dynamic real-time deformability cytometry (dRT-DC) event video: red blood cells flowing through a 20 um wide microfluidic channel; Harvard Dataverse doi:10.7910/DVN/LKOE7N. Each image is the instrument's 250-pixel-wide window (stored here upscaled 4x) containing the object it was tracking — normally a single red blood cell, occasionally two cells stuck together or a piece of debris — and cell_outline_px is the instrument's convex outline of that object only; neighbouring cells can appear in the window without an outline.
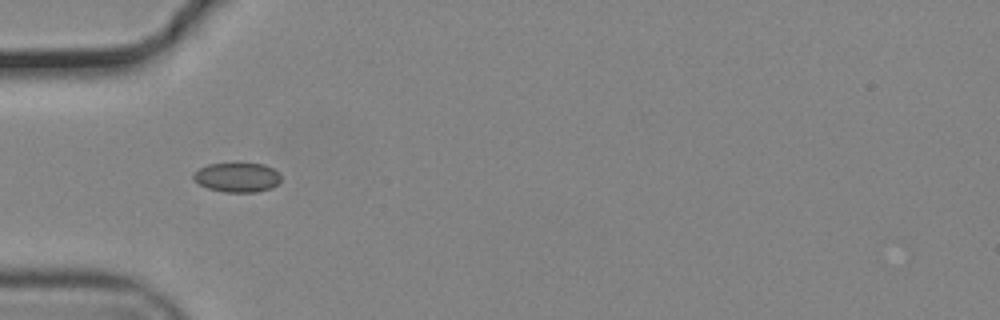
{"species": "common noctule bat (a hibernating species)", "species_latin": "Nyctalus noctula", "temperature_condition": "cold", "stored_images_in_passage": 15, "camera_frame_rate_fps": 3000, "um_per_image_px": 0.085, "animal": {"sex": "male", "body_mass_g": 19.2, "forearm_length_mm": 51.8}, "frame": {"image": 1, "passage_image": 5, "time_ms": 1.333, "image_size_px": [1000, 320], "cell_outline_px": [[280, 180], [272, 188], [256, 192], [224, 192], [208, 188], [200, 184], [192, 176], [192, 172], [208, 164], [236, 160], [240, 160], [264, 164], [272, 168], [280, 176]], "centroid_in_image_um": [20.14, 15.01], "position_along_channel_um": 64.9, "area_um2": 15.66}}